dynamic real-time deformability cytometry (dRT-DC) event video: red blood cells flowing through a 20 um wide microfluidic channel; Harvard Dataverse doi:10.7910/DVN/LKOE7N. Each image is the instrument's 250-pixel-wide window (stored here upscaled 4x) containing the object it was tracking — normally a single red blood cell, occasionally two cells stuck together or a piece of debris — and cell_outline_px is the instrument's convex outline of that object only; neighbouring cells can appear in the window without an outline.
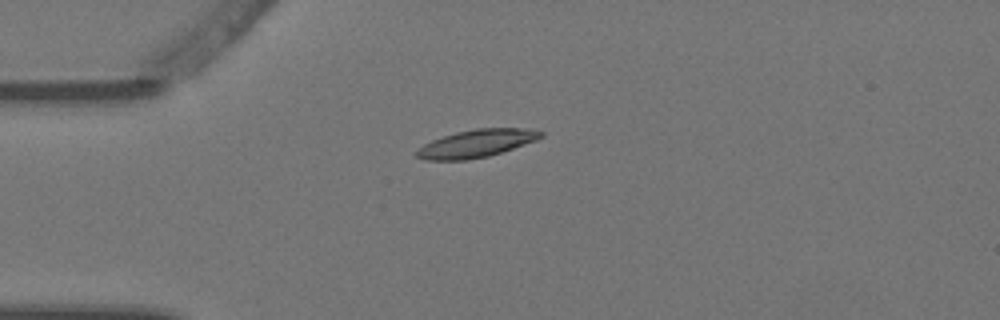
{"species": "Egyptian fruit bat (a non-hibernating species)", "species_latin": "Rousettus aegyptiacus", "temperature_condition": "warm", "stored_images_in_passage": 5, "camera_frame_rate_fps": 3000, "um_per_image_px": 0.085, "animal": {"sex": "female"}, "frame": {"image": 1, "passage_image": 1, "time_ms": 0.0, "image_size_px": [1000, 320], "cell_outline_px": [[544, 136], [536, 140], [488, 156], [464, 160], [424, 160], [416, 156], [416, 152], [424, 144], [432, 140], [456, 132], [476, 128], [524, 128], [544, 132]], "centroid_in_image_um": [40.49, 12.19], "position_along_channel_um": 44.5, "area_um2": 19.77}}
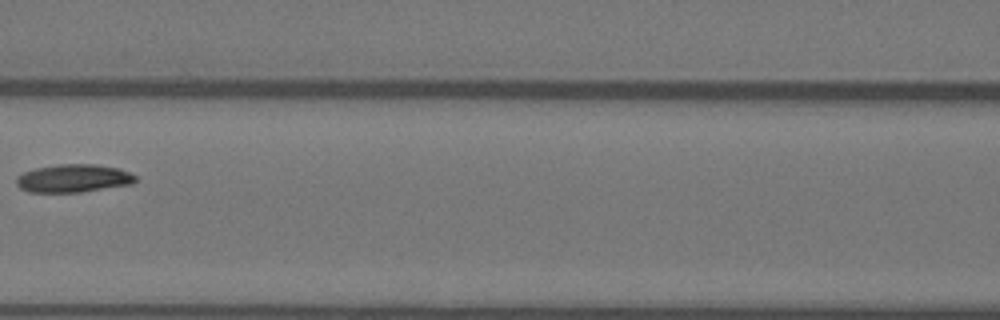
{"frame": {"image": 2, "passage_image": 4, "time_ms": 1.0, "image_size_px": [1000, 320], "cell_outline_px": [[136, 180], [132, 184], [80, 192], [28, 192], [20, 188], [16, 184], [16, 176], [24, 172], [36, 168], [56, 164], [96, 164], [120, 168], [136, 176]], "centroid_in_image_um": [6.22, 15.15], "position_along_channel_um": 160.4, "area_um2": 19.54}}
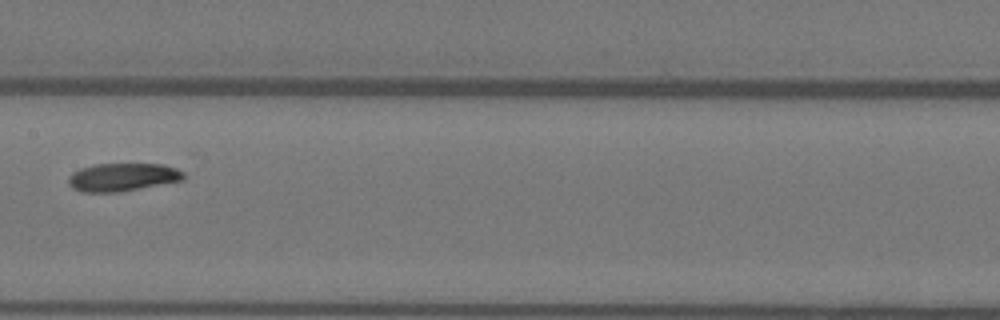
{"frame": {"image": 3, "passage_image": 5, "time_ms": 1.333, "image_size_px": [1000, 320], "cell_outline_px": [[184, 180], [116, 192], [80, 192], [72, 188], [68, 184], [68, 176], [72, 172], [80, 168], [96, 164], [164, 164], [176, 168], [184, 172]], "centroid_in_image_um": [10.38, 15.05], "position_along_channel_um": 197.0, "area_um2": 18.84}}